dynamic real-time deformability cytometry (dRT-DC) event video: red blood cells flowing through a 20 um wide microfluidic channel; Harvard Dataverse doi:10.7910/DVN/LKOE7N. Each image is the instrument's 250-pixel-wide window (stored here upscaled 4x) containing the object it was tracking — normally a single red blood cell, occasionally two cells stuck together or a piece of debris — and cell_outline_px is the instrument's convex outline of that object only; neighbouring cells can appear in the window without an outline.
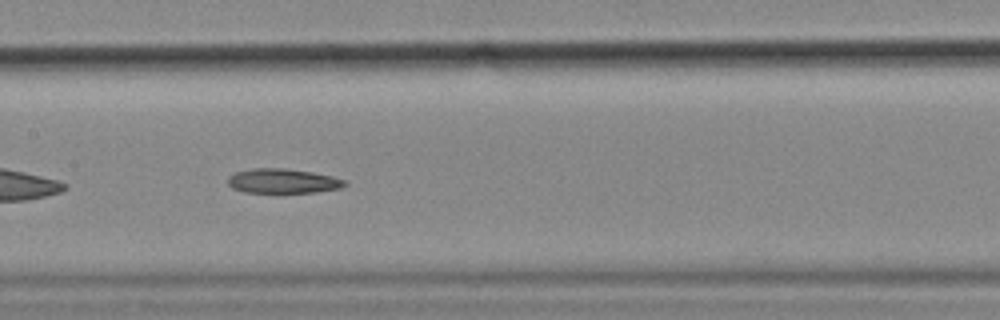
{"species": "common noctule bat (a hibernating species)", "species_latin": "Nyctalus noctula", "temperature_condition": "cold", "stored_images_in_passage": 41, "camera_frame_rate_fps": 3000, "um_per_image_px": 0.085, "animal": {"sex": "female", "body_mass_g": 18.4}, "frame": {"image": 1, "passage_image": 12, "time_ms": 3.667, "image_size_px": [1000, 320], "cell_outline_px": [[348, 184], [340, 188], [316, 192], [244, 192], [232, 188], [228, 184], [228, 176], [236, 172], [252, 168], [284, 168], [312, 172], [332, 176], [348, 180]], "centroid_in_image_um": [24.06, 15.38], "position_along_channel_um": 183.3, "area_um2": 16.76}}